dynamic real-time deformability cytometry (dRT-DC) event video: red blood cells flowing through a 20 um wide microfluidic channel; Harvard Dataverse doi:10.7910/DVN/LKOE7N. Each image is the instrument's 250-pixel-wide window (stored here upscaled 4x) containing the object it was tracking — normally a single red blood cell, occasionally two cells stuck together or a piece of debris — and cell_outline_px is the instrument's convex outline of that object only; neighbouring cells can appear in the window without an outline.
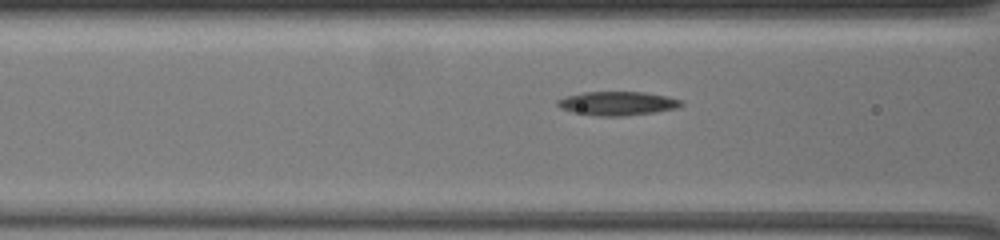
{"species": "common noctule bat (a hibernating species)", "species_latin": "Nyctalus noctula", "temperature_condition": "warm", "stored_images_in_passage": 56, "camera_frame_rate_fps": 3000, "um_per_image_px": 0.085, "animal": {"sex": "female", "body_mass_g": 19.5, "forearm_length_mm": 54.1}, "frame": {"image": 1, "passage_image": 26, "time_ms": 8.333, "image_size_px": [1000, 240], "cell_outline_px": [[684, 104], [676, 108], [656, 112], [624, 116], [596, 116], [572, 112], [560, 108], [556, 104], [556, 100], [564, 96], [584, 92], [644, 92], [668, 96], [684, 100]], "centroid_in_image_um": [52.48, 8.79], "position_along_channel_um": 114.1, "area_um2": 17.46}}
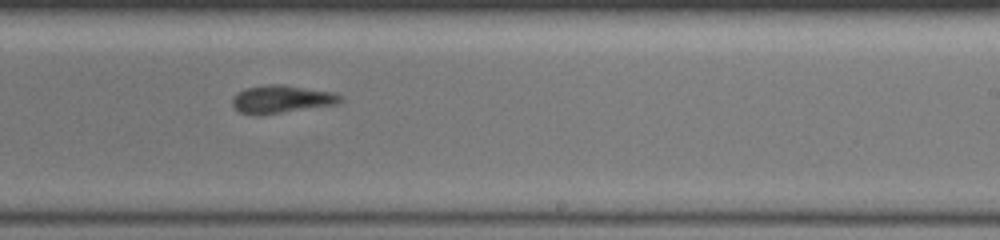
{"frame": {"image": 2, "passage_image": 40, "time_ms": 13.0, "image_size_px": [1000, 240], "cell_outline_px": [[344, 100], [336, 104], [260, 116], [256, 116], [240, 112], [232, 104], [232, 96], [248, 88], [264, 84], [284, 84], [336, 92], [344, 96]], "centroid_in_image_um": [23.98, 8.43], "position_along_channel_um": 265.0, "area_um2": 17.86}}
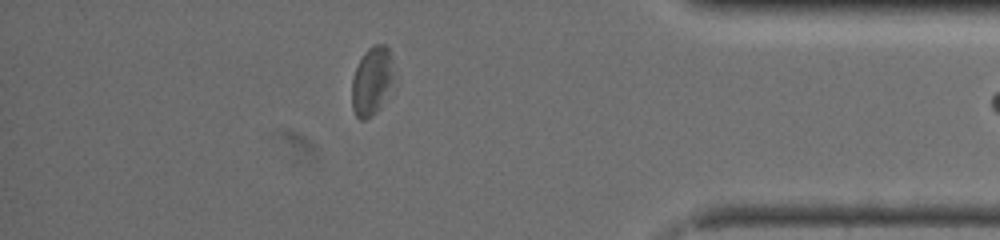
{"frame": {"image": 3, "passage_image": 55, "time_ms": 18.0, "image_size_px": [1000, 240], "cell_outline_px": [[400, 76], [380, 108], [372, 116], [364, 120], [360, 120], [356, 116], [352, 108], [352, 76], [364, 52], [372, 44], [384, 44], [388, 48]], "centroid_in_image_um": [31.71, 6.87], "position_along_channel_um": 403.5, "area_um2": 17.86}}